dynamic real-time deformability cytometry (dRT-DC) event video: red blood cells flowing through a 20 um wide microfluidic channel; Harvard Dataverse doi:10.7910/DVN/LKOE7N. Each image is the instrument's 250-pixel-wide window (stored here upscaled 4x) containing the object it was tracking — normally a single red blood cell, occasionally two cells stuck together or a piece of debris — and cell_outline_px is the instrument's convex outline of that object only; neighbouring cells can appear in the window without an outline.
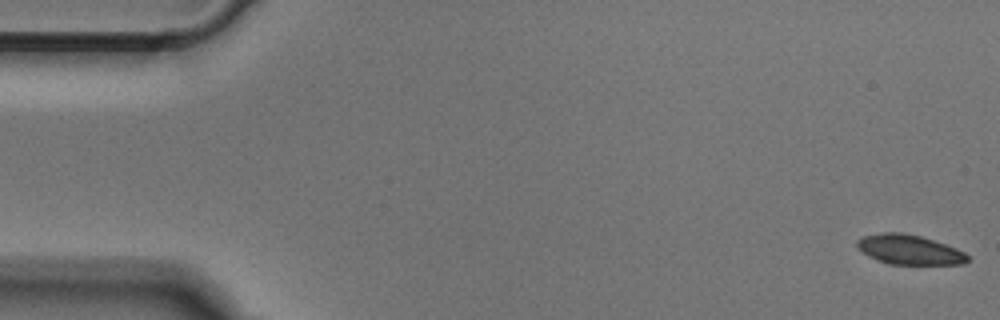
{"species": "Egyptian fruit bat (a non-hibernating species)", "species_latin": "Rousettus aegyptiacus", "temperature_condition": "cold", "stored_images_in_passage": 50, "camera_frame_rate_fps": 3000, "um_per_image_px": 0.085, "animal": {"sex": "male"}, "frame": {"image": 1, "passage_image": 1, "time_ms": 0.0, "image_size_px": [1000, 320], "cell_outline_px": [[968, 260], [964, 264], [892, 264], [868, 256], [856, 248], [856, 240], [864, 236], [880, 232], [900, 232], [920, 236], [956, 248], [964, 252], [968, 256]], "centroid_in_image_um": [77.25, 21.21], "position_along_channel_um": 7.7, "area_um2": 18.96}}
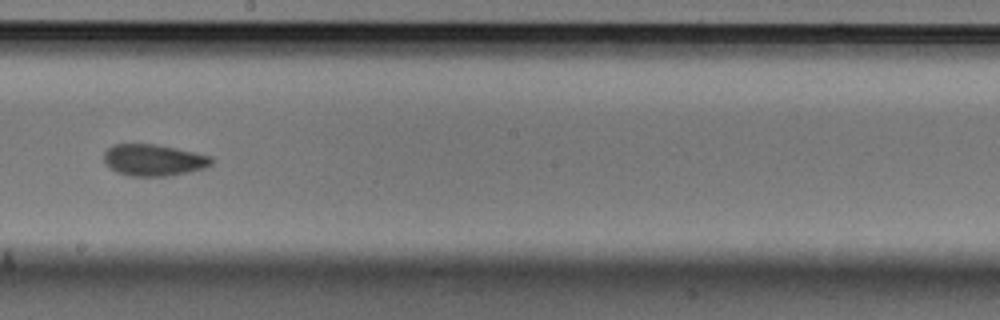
{"frame": {"image": 2, "passage_image": 28, "time_ms": 9.0, "image_size_px": [1000, 320], "cell_outline_px": [[212, 164], [204, 168], [188, 172], [168, 176], [132, 176], [116, 172], [104, 160], [104, 152], [112, 144], [156, 144], [196, 152], [212, 156]], "centroid_in_image_um": [13.08, 13.6], "position_along_channel_um": 235.1, "area_um2": 19.77}}
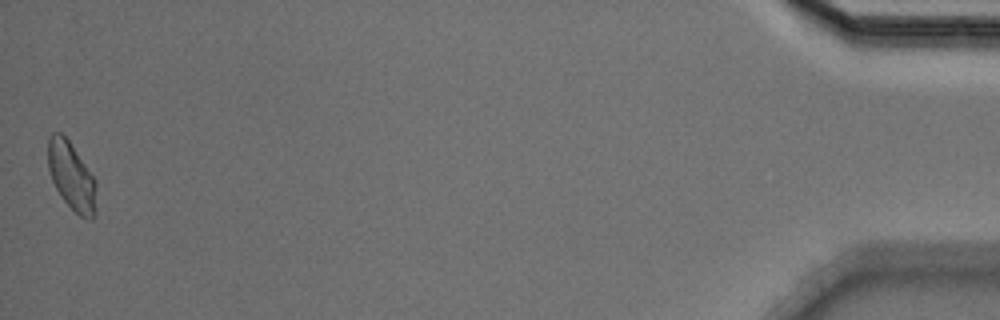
{"frame": {"image": 3, "passage_image": 50, "time_ms": 16.333, "image_size_px": [1000, 320], "cell_outline_px": [[96, 212], [92, 220], [88, 220], [80, 216], [60, 196], [52, 180], [48, 168], [48, 140], [52, 132], [60, 132], [68, 140], [96, 180]], "centroid_in_image_um": [6.09, 15.0], "position_along_channel_um": 429.1, "area_um2": 19.07}}